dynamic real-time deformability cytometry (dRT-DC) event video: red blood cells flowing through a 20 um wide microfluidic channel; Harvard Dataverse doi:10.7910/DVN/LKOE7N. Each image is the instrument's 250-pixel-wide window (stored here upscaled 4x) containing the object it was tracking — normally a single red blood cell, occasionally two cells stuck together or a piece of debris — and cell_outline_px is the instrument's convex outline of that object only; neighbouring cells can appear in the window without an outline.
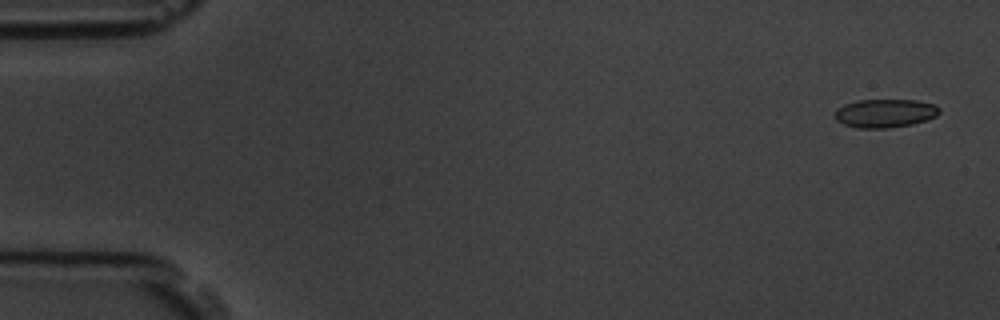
{"species": "common noctule bat (a hibernating species)", "species_latin": "Nyctalus noctula", "temperature_condition": "room temperature", "stored_images_in_passage": 5, "camera_frame_rate_fps": 3000, "um_per_image_px": 0.085, "animal": {"sex": "male", "body_mass_g": 19.5, "forearm_length_mm": 54.6}, "frame": {"image": 1, "passage_image": 1, "time_ms": 0.0, "image_size_px": [1000, 320], "cell_outline_px": [[940, 112], [936, 116], [928, 120], [912, 124], [888, 128], [856, 128], [844, 124], [836, 120], [836, 108], [844, 104], [856, 100], [916, 100], [936, 104], [940, 108]], "centroid_in_image_um": [75.25, 9.62], "position_along_channel_um": 9.8, "area_um2": 17.51}}
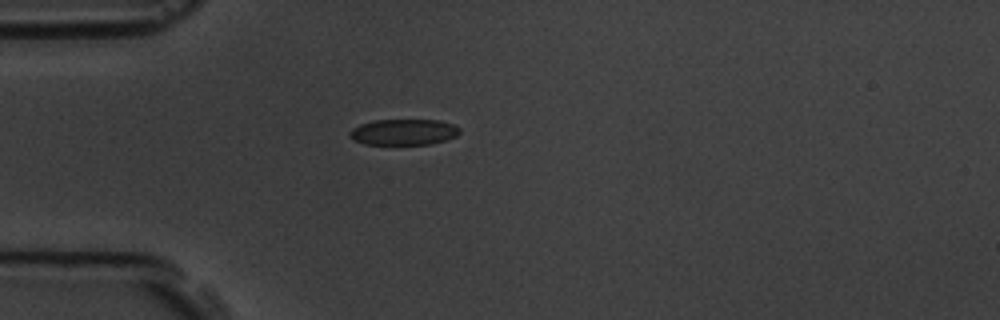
{"frame": {"image": 2, "passage_image": 4, "time_ms": 4.333, "image_size_px": [1000, 320], "cell_outline_px": [[460, 132], [456, 136], [432, 144], [364, 144], [352, 140], [348, 136], [348, 132], [352, 128], [360, 124], [372, 120], [440, 120], [452, 124], [460, 128]], "centroid_in_image_um": [34.26, 11.22], "position_along_channel_um": 50.7, "area_um2": 16.76}}